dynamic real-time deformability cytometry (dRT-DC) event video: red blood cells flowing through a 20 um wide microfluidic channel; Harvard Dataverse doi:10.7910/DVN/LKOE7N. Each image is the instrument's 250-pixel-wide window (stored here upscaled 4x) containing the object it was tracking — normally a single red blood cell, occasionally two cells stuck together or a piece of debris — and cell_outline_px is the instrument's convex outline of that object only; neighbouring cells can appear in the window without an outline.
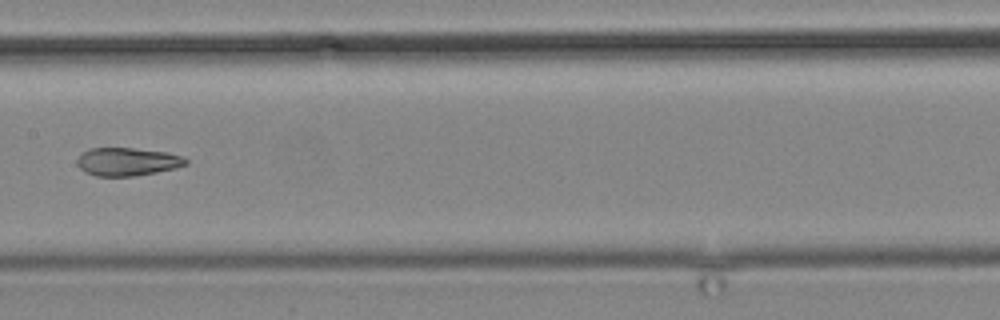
{"species": "common noctule bat (a hibernating species)", "species_latin": "Nyctalus noctula", "temperature_condition": "cold", "stored_images_in_passage": 15, "camera_frame_rate_fps": 3000, "um_per_image_px": 0.085, "animal": {"sex": "male", "body_mass_g": 19.2, "forearm_length_mm": 51.8}, "frame": {"image": 1, "passage_image": 9, "time_ms": 10.333, "image_size_px": [1000, 320], "cell_outline_px": [[188, 164], [176, 168], [156, 172], [132, 176], [96, 176], [84, 172], [76, 164], [76, 160], [88, 148], [132, 148], [168, 152], [184, 156], [188, 160]], "centroid_in_image_um": [10.84, 13.74], "position_along_channel_um": 196.6, "area_um2": 17.92}}
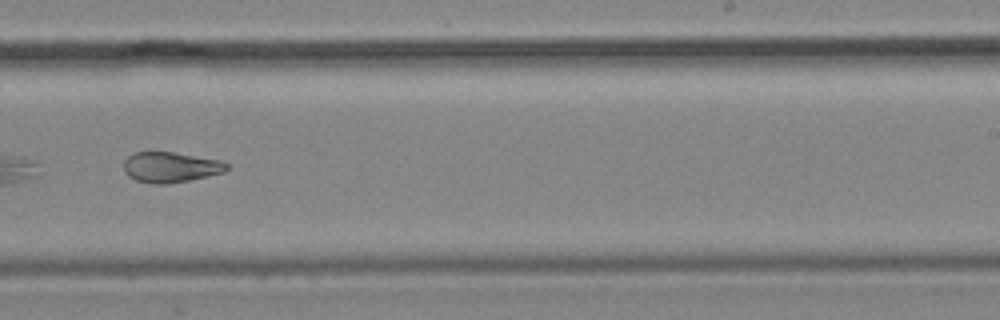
{"frame": {"image": 2, "passage_image": 11, "time_ms": 12.667, "image_size_px": [1000, 320], "cell_outline_px": [[228, 168], [224, 172], [208, 176], [168, 184], [152, 184], [136, 180], [128, 176], [124, 172], [124, 160], [132, 152], [172, 152], [220, 160], [228, 164]], "centroid_in_image_um": [14.47, 14.21], "position_along_channel_um": 274.5, "area_um2": 18.26}}